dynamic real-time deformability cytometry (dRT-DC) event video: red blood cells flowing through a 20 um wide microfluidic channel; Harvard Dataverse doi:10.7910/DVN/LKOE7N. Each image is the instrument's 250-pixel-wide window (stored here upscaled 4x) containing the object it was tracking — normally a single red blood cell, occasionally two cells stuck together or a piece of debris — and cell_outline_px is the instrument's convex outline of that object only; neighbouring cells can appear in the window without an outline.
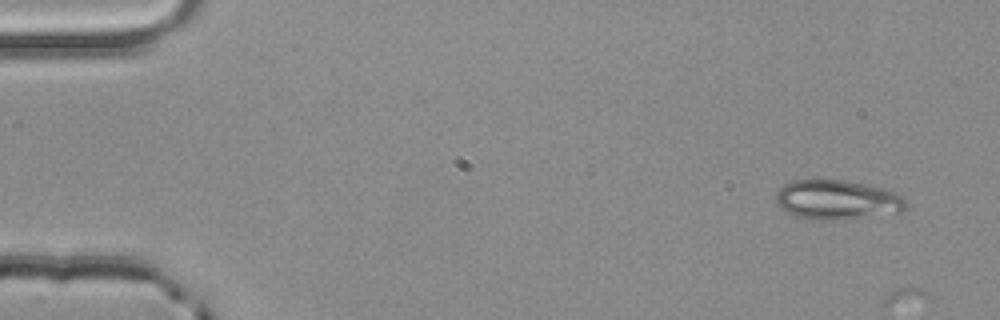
{"species": "common noctule bat (a hibernating species)", "species_latin": "Nyctalus noctula", "temperature_condition": "room temperature", "stored_images_in_passage": 3, "camera_frame_rate_fps": 3000, "um_per_image_px": 0.085, "animal": {"sex": "male", "body_mass_g": 20.4}, "frame": {"image": 1, "passage_image": 1, "time_ms": 0.0, "image_size_px": [1000, 320], "cell_outline_px": [[908, 208], [900, 212], [840, 220], [816, 220], [796, 216], [780, 208], [776, 204], [776, 192], [784, 184], [792, 180], [844, 180], [884, 188], [904, 196], [908, 204]], "centroid_in_image_um": [71.17, 16.99], "position_along_channel_um": 13.8, "area_um2": 30.17}}